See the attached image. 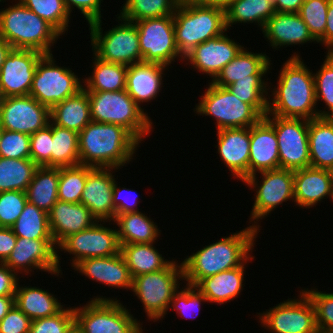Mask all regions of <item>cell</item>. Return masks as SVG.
Here are the masks:
<instances>
[{"mask_svg":"<svg viewBox=\"0 0 333 333\" xmlns=\"http://www.w3.org/2000/svg\"><path fill=\"white\" fill-rule=\"evenodd\" d=\"M271 93L273 99H268L265 116L306 120L318 117L313 72L296 52L283 64L277 88L275 86Z\"/></svg>","mask_w":333,"mask_h":333,"instance_id":"6da1fadb","label":"cell"},{"mask_svg":"<svg viewBox=\"0 0 333 333\" xmlns=\"http://www.w3.org/2000/svg\"><path fill=\"white\" fill-rule=\"evenodd\" d=\"M259 231L249 225L186 257L182 261L185 284L196 286L206 277L244 264L251 257Z\"/></svg>","mask_w":333,"mask_h":333,"instance_id":"7a4b0ae2","label":"cell"},{"mask_svg":"<svg viewBox=\"0 0 333 333\" xmlns=\"http://www.w3.org/2000/svg\"><path fill=\"white\" fill-rule=\"evenodd\" d=\"M139 144L122 126L91 121L79 132L80 165L118 170L133 160Z\"/></svg>","mask_w":333,"mask_h":333,"instance_id":"3957f363","label":"cell"},{"mask_svg":"<svg viewBox=\"0 0 333 333\" xmlns=\"http://www.w3.org/2000/svg\"><path fill=\"white\" fill-rule=\"evenodd\" d=\"M62 36L47 21L20 1L0 10V37L13 49L36 50L52 54L51 47Z\"/></svg>","mask_w":333,"mask_h":333,"instance_id":"277c9868","label":"cell"},{"mask_svg":"<svg viewBox=\"0 0 333 333\" xmlns=\"http://www.w3.org/2000/svg\"><path fill=\"white\" fill-rule=\"evenodd\" d=\"M175 42L185 57L198 44L224 34L227 30L225 9L181 0L173 15Z\"/></svg>","mask_w":333,"mask_h":333,"instance_id":"5b68a950","label":"cell"},{"mask_svg":"<svg viewBox=\"0 0 333 333\" xmlns=\"http://www.w3.org/2000/svg\"><path fill=\"white\" fill-rule=\"evenodd\" d=\"M91 121L127 129L140 143L153 128L152 120L126 90L87 91Z\"/></svg>","mask_w":333,"mask_h":333,"instance_id":"8992f818","label":"cell"},{"mask_svg":"<svg viewBox=\"0 0 333 333\" xmlns=\"http://www.w3.org/2000/svg\"><path fill=\"white\" fill-rule=\"evenodd\" d=\"M74 316L83 333H144L142 323L117 298L93 297L86 305L74 307Z\"/></svg>","mask_w":333,"mask_h":333,"instance_id":"52a82bcc","label":"cell"},{"mask_svg":"<svg viewBox=\"0 0 333 333\" xmlns=\"http://www.w3.org/2000/svg\"><path fill=\"white\" fill-rule=\"evenodd\" d=\"M121 24L102 34V20L89 24L93 54L100 60L130 66L143 62L138 29L134 22L117 17Z\"/></svg>","mask_w":333,"mask_h":333,"instance_id":"ba28073f","label":"cell"},{"mask_svg":"<svg viewBox=\"0 0 333 333\" xmlns=\"http://www.w3.org/2000/svg\"><path fill=\"white\" fill-rule=\"evenodd\" d=\"M179 280H184L183 265L176 260L163 270L133 278L131 291L143 304L149 320L158 321L167 314L172 297L180 288Z\"/></svg>","mask_w":333,"mask_h":333,"instance_id":"9c48e42d","label":"cell"},{"mask_svg":"<svg viewBox=\"0 0 333 333\" xmlns=\"http://www.w3.org/2000/svg\"><path fill=\"white\" fill-rule=\"evenodd\" d=\"M208 85L194 109L197 114L213 116L216 130L251 127L262 118L250 104L239 100L227 88L212 82Z\"/></svg>","mask_w":333,"mask_h":333,"instance_id":"30bf717a","label":"cell"},{"mask_svg":"<svg viewBox=\"0 0 333 333\" xmlns=\"http://www.w3.org/2000/svg\"><path fill=\"white\" fill-rule=\"evenodd\" d=\"M53 54H44L37 63L29 95L51 109L83 89V81L68 67L58 66Z\"/></svg>","mask_w":333,"mask_h":333,"instance_id":"8fae6325","label":"cell"},{"mask_svg":"<svg viewBox=\"0 0 333 333\" xmlns=\"http://www.w3.org/2000/svg\"><path fill=\"white\" fill-rule=\"evenodd\" d=\"M258 173L262 178L260 183L257 181L256 173L250 175L243 183L251 190L255 188L256 195L249 219L252 223L254 221L251 226L260 230V219L265 218L283 202L294 201V173L293 170L281 168Z\"/></svg>","mask_w":333,"mask_h":333,"instance_id":"7c38bea8","label":"cell"},{"mask_svg":"<svg viewBox=\"0 0 333 333\" xmlns=\"http://www.w3.org/2000/svg\"><path fill=\"white\" fill-rule=\"evenodd\" d=\"M134 23L138 29L143 62L159 63L167 67L176 58L181 57L180 60L184 62L175 42L173 16L147 18Z\"/></svg>","mask_w":333,"mask_h":333,"instance_id":"4fadbf2b","label":"cell"},{"mask_svg":"<svg viewBox=\"0 0 333 333\" xmlns=\"http://www.w3.org/2000/svg\"><path fill=\"white\" fill-rule=\"evenodd\" d=\"M298 296L259 313L261 326L272 333H319L312 301L303 290Z\"/></svg>","mask_w":333,"mask_h":333,"instance_id":"5bb4252c","label":"cell"},{"mask_svg":"<svg viewBox=\"0 0 333 333\" xmlns=\"http://www.w3.org/2000/svg\"><path fill=\"white\" fill-rule=\"evenodd\" d=\"M264 117L273 125L276 132L280 168L294 171L310 167L309 120L278 116Z\"/></svg>","mask_w":333,"mask_h":333,"instance_id":"9a60e30c","label":"cell"},{"mask_svg":"<svg viewBox=\"0 0 333 333\" xmlns=\"http://www.w3.org/2000/svg\"><path fill=\"white\" fill-rule=\"evenodd\" d=\"M64 253L72 254L71 267L87 258L109 257L120 253L117 229L103 226V221L95 222L90 228L65 238L58 246Z\"/></svg>","mask_w":333,"mask_h":333,"instance_id":"2e32d148","label":"cell"},{"mask_svg":"<svg viewBox=\"0 0 333 333\" xmlns=\"http://www.w3.org/2000/svg\"><path fill=\"white\" fill-rule=\"evenodd\" d=\"M58 252L54 240L17 237L16 245L4 263L17 275L39 269L58 276L61 273Z\"/></svg>","mask_w":333,"mask_h":333,"instance_id":"e0dca14e","label":"cell"},{"mask_svg":"<svg viewBox=\"0 0 333 333\" xmlns=\"http://www.w3.org/2000/svg\"><path fill=\"white\" fill-rule=\"evenodd\" d=\"M50 121V109L30 95L5 97L0 108V126L32 135Z\"/></svg>","mask_w":333,"mask_h":333,"instance_id":"ac0fdd59","label":"cell"},{"mask_svg":"<svg viewBox=\"0 0 333 333\" xmlns=\"http://www.w3.org/2000/svg\"><path fill=\"white\" fill-rule=\"evenodd\" d=\"M44 54L29 49H11L0 70L5 97L29 95L37 63Z\"/></svg>","mask_w":333,"mask_h":333,"instance_id":"d6986e66","label":"cell"},{"mask_svg":"<svg viewBox=\"0 0 333 333\" xmlns=\"http://www.w3.org/2000/svg\"><path fill=\"white\" fill-rule=\"evenodd\" d=\"M115 168H98L88 166L87 180L81 196L85 205L97 221H114L115 207L112 203ZM106 221V222H105Z\"/></svg>","mask_w":333,"mask_h":333,"instance_id":"ffe728a7","label":"cell"},{"mask_svg":"<svg viewBox=\"0 0 333 333\" xmlns=\"http://www.w3.org/2000/svg\"><path fill=\"white\" fill-rule=\"evenodd\" d=\"M244 48L240 43L229 38L227 33L198 44L185 57L195 71L208 74L212 80L221 69L234 59Z\"/></svg>","mask_w":333,"mask_h":333,"instance_id":"44dd1931","label":"cell"},{"mask_svg":"<svg viewBox=\"0 0 333 333\" xmlns=\"http://www.w3.org/2000/svg\"><path fill=\"white\" fill-rule=\"evenodd\" d=\"M218 154L232 176L244 182L249 177L250 127L217 130Z\"/></svg>","mask_w":333,"mask_h":333,"instance_id":"7402d4cb","label":"cell"},{"mask_svg":"<svg viewBox=\"0 0 333 333\" xmlns=\"http://www.w3.org/2000/svg\"><path fill=\"white\" fill-rule=\"evenodd\" d=\"M280 168L278 141L273 125L262 117L250 127L249 176Z\"/></svg>","mask_w":333,"mask_h":333,"instance_id":"603a6c76","label":"cell"},{"mask_svg":"<svg viewBox=\"0 0 333 333\" xmlns=\"http://www.w3.org/2000/svg\"><path fill=\"white\" fill-rule=\"evenodd\" d=\"M99 284L131 290L133 278L121 252L109 257L87 258L73 268Z\"/></svg>","mask_w":333,"mask_h":333,"instance_id":"cb8c5ba5","label":"cell"},{"mask_svg":"<svg viewBox=\"0 0 333 333\" xmlns=\"http://www.w3.org/2000/svg\"><path fill=\"white\" fill-rule=\"evenodd\" d=\"M294 173V202L301 208H310L326 199H332L333 174L331 170L306 167ZM326 197V198H324Z\"/></svg>","mask_w":333,"mask_h":333,"instance_id":"d4e9b609","label":"cell"},{"mask_svg":"<svg viewBox=\"0 0 333 333\" xmlns=\"http://www.w3.org/2000/svg\"><path fill=\"white\" fill-rule=\"evenodd\" d=\"M51 236L58 246L69 235L90 228L97 220L82 203L57 201L48 213Z\"/></svg>","mask_w":333,"mask_h":333,"instance_id":"484cf974","label":"cell"},{"mask_svg":"<svg viewBox=\"0 0 333 333\" xmlns=\"http://www.w3.org/2000/svg\"><path fill=\"white\" fill-rule=\"evenodd\" d=\"M262 31L270 47L276 50L283 46L317 42L298 13L276 12Z\"/></svg>","mask_w":333,"mask_h":333,"instance_id":"4316f807","label":"cell"},{"mask_svg":"<svg viewBox=\"0 0 333 333\" xmlns=\"http://www.w3.org/2000/svg\"><path fill=\"white\" fill-rule=\"evenodd\" d=\"M165 68L163 64L150 62L127 66L125 90L140 108L142 103L156 99L162 89Z\"/></svg>","mask_w":333,"mask_h":333,"instance_id":"83f0119b","label":"cell"},{"mask_svg":"<svg viewBox=\"0 0 333 333\" xmlns=\"http://www.w3.org/2000/svg\"><path fill=\"white\" fill-rule=\"evenodd\" d=\"M254 258L255 257L251 255V257L239 267L206 277L202 279L196 287L206 297L209 303L223 305L224 303L234 300L240 295L243 289L246 263Z\"/></svg>","mask_w":333,"mask_h":333,"instance_id":"f1b7e54d","label":"cell"},{"mask_svg":"<svg viewBox=\"0 0 333 333\" xmlns=\"http://www.w3.org/2000/svg\"><path fill=\"white\" fill-rule=\"evenodd\" d=\"M270 61L264 53H254L243 48L211 82L226 88L239 79H251V75H265L270 70Z\"/></svg>","mask_w":333,"mask_h":333,"instance_id":"f546056e","label":"cell"},{"mask_svg":"<svg viewBox=\"0 0 333 333\" xmlns=\"http://www.w3.org/2000/svg\"><path fill=\"white\" fill-rule=\"evenodd\" d=\"M308 144L310 166L333 170V118L317 117L309 120Z\"/></svg>","mask_w":333,"mask_h":333,"instance_id":"4dcf8cb0","label":"cell"},{"mask_svg":"<svg viewBox=\"0 0 333 333\" xmlns=\"http://www.w3.org/2000/svg\"><path fill=\"white\" fill-rule=\"evenodd\" d=\"M50 121L62 128L79 133L91 122L90 103L87 91L83 88L50 109Z\"/></svg>","mask_w":333,"mask_h":333,"instance_id":"1f68e13d","label":"cell"},{"mask_svg":"<svg viewBox=\"0 0 333 333\" xmlns=\"http://www.w3.org/2000/svg\"><path fill=\"white\" fill-rule=\"evenodd\" d=\"M15 305L31 320L49 317L58 313L64 305L49 291L31 286H19L15 293Z\"/></svg>","mask_w":333,"mask_h":333,"instance_id":"d6a6232c","label":"cell"},{"mask_svg":"<svg viewBox=\"0 0 333 333\" xmlns=\"http://www.w3.org/2000/svg\"><path fill=\"white\" fill-rule=\"evenodd\" d=\"M114 222L120 245L134 243H156L160 230L152 219L142 212H130L116 215Z\"/></svg>","mask_w":333,"mask_h":333,"instance_id":"836d02e7","label":"cell"},{"mask_svg":"<svg viewBox=\"0 0 333 333\" xmlns=\"http://www.w3.org/2000/svg\"><path fill=\"white\" fill-rule=\"evenodd\" d=\"M59 168L38 167L26 189L27 201L49 213L58 201Z\"/></svg>","mask_w":333,"mask_h":333,"instance_id":"e575fe53","label":"cell"},{"mask_svg":"<svg viewBox=\"0 0 333 333\" xmlns=\"http://www.w3.org/2000/svg\"><path fill=\"white\" fill-rule=\"evenodd\" d=\"M276 0H234L225 8L227 30L237 23H256L261 30L275 13Z\"/></svg>","mask_w":333,"mask_h":333,"instance_id":"d590c367","label":"cell"},{"mask_svg":"<svg viewBox=\"0 0 333 333\" xmlns=\"http://www.w3.org/2000/svg\"><path fill=\"white\" fill-rule=\"evenodd\" d=\"M121 246V254L132 278L165 269L171 262L162 257L154 243H134Z\"/></svg>","mask_w":333,"mask_h":333,"instance_id":"8d00e7d4","label":"cell"},{"mask_svg":"<svg viewBox=\"0 0 333 333\" xmlns=\"http://www.w3.org/2000/svg\"><path fill=\"white\" fill-rule=\"evenodd\" d=\"M92 76L83 79L86 91L125 90L127 66L100 60L93 55Z\"/></svg>","mask_w":333,"mask_h":333,"instance_id":"74e56055","label":"cell"},{"mask_svg":"<svg viewBox=\"0 0 333 333\" xmlns=\"http://www.w3.org/2000/svg\"><path fill=\"white\" fill-rule=\"evenodd\" d=\"M38 167L31 159L0 157V192H25Z\"/></svg>","mask_w":333,"mask_h":333,"instance_id":"f35d334b","label":"cell"},{"mask_svg":"<svg viewBox=\"0 0 333 333\" xmlns=\"http://www.w3.org/2000/svg\"><path fill=\"white\" fill-rule=\"evenodd\" d=\"M79 164V133L52 123L51 167L62 168Z\"/></svg>","mask_w":333,"mask_h":333,"instance_id":"ab89813d","label":"cell"},{"mask_svg":"<svg viewBox=\"0 0 333 333\" xmlns=\"http://www.w3.org/2000/svg\"><path fill=\"white\" fill-rule=\"evenodd\" d=\"M11 229L16 237L53 240L49 228L48 213L29 202Z\"/></svg>","mask_w":333,"mask_h":333,"instance_id":"60d3db41","label":"cell"},{"mask_svg":"<svg viewBox=\"0 0 333 333\" xmlns=\"http://www.w3.org/2000/svg\"><path fill=\"white\" fill-rule=\"evenodd\" d=\"M265 75H251V79L237 80L226 87L239 100L250 104L262 117L268 111V82ZM265 81V82H264Z\"/></svg>","mask_w":333,"mask_h":333,"instance_id":"b9f144b4","label":"cell"},{"mask_svg":"<svg viewBox=\"0 0 333 333\" xmlns=\"http://www.w3.org/2000/svg\"><path fill=\"white\" fill-rule=\"evenodd\" d=\"M181 0H126L120 14L121 18L137 22L147 18L173 16Z\"/></svg>","mask_w":333,"mask_h":333,"instance_id":"7bdbcfd3","label":"cell"},{"mask_svg":"<svg viewBox=\"0 0 333 333\" xmlns=\"http://www.w3.org/2000/svg\"><path fill=\"white\" fill-rule=\"evenodd\" d=\"M88 166L76 165L59 168L58 200L81 203V196L87 180Z\"/></svg>","mask_w":333,"mask_h":333,"instance_id":"ee69618b","label":"cell"},{"mask_svg":"<svg viewBox=\"0 0 333 333\" xmlns=\"http://www.w3.org/2000/svg\"><path fill=\"white\" fill-rule=\"evenodd\" d=\"M34 12L37 16L47 21L61 35L68 30L71 19L63 0H18Z\"/></svg>","mask_w":333,"mask_h":333,"instance_id":"f6af8a7d","label":"cell"},{"mask_svg":"<svg viewBox=\"0 0 333 333\" xmlns=\"http://www.w3.org/2000/svg\"><path fill=\"white\" fill-rule=\"evenodd\" d=\"M316 102L323 100L327 111L318 109V117L333 118V53H327L321 68L313 73Z\"/></svg>","mask_w":333,"mask_h":333,"instance_id":"bcb514c9","label":"cell"},{"mask_svg":"<svg viewBox=\"0 0 333 333\" xmlns=\"http://www.w3.org/2000/svg\"><path fill=\"white\" fill-rule=\"evenodd\" d=\"M329 3L330 0H305L298 12L317 42L325 34Z\"/></svg>","mask_w":333,"mask_h":333,"instance_id":"7dc6e473","label":"cell"},{"mask_svg":"<svg viewBox=\"0 0 333 333\" xmlns=\"http://www.w3.org/2000/svg\"><path fill=\"white\" fill-rule=\"evenodd\" d=\"M303 289L315 308L316 326L319 333H333V292Z\"/></svg>","mask_w":333,"mask_h":333,"instance_id":"c3c4849f","label":"cell"},{"mask_svg":"<svg viewBox=\"0 0 333 333\" xmlns=\"http://www.w3.org/2000/svg\"><path fill=\"white\" fill-rule=\"evenodd\" d=\"M182 289H180L181 291L178 289L174 293L169 309H175L180 317L195 318L201 310V302L208 301L196 286L186 284V286L182 287Z\"/></svg>","mask_w":333,"mask_h":333,"instance_id":"681fc988","label":"cell"},{"mask_svg":"<svg viewBox=\"0 0 333 333\" xmlns=\"http://www.w3.org/2000/svg\"><path fill=\"white\" fill-rule=\"evenodd\" d=\"M74 324V307H63L55 315L32 320L29 333H67Z\"/></svg>","mask_w":333,"mask_h":333,"instance_id":"f907efd6","label":"cell"},{"mask_svg":"<svg viewBox=\"0 0 333 333\" xmlns=\"http://www.w3.org/2000/svg\"><path fill=\"white\" fill-rule=\"evenodd\" d=\"M26 192H0V227L11 228L27 204Z\"/></svg>","mask_w":333,"mask_h":333,"instance_id":"816d5d0a","label":"cell"},{"mask_svg":"<svg viewBox=\"0 0 333 333\" xmlns=\"http://www.w3.org/2000/svg\"><path fill=\"white\" fill-rule=\"evenodd\" d=\"M0 157L30 159V135L3 129Z\"/></svg>","mask_w":333,"mask_h":333,"instance_id":"f5cc1de1","label":"cell"},{"mask_svg":"<svg viewBox=\"0 0 333 333\" xmlns=\"http://www.w3.org/2000/svg\"><path fill=\"white\" fill-rule=\"evenodd\" d=\"M52 122L30 135V159L39 167H51Z\"/></svg>","mask_w":333,"mask_h":333,"instance_id":"db71d44e","label":"cell"},{"mask_svg":"<svg viewBox=\"0 0 333 333\" xmlns=\"http://www.w3.org/2000/svg\"><path fill=\"white\" fill-rule=\"evenodd\" d=\"M32 320L16 305L0 321V333H29Z\"/></svg>","mask_w":333,"mask_h":333,"instance_id":"11a10c76","label":"cell"},{"mask_svg":"<svg viewBox=\"0 0 333 333\" xmlns=\"http://www.w3.org/2000/svg\"><path fill=\"white\" fill-rule=\"evenodd\" d=\"M116 182L117 181L115 180V183L113 185V198H112V203L115 207V217H116V215L139 211V208L137 205L139 203L138 194L134 195V193H136V192L132 193L133 190L126 189L125 186H124V188L120 189L117 186L118 184ZM124 194H126L125 196H127V194H129L131 196V194H132L133 199L130 198V196H127L126 197L127 199L124 198L125 197ZM129 199H131V200H129Z\"/></svg>","mask_w":333,"mask_h":333,"instance_id":"9f6ffc18","label":"cell"},{"mask_svg":"<svg viewBox=\"0 0 333 333\" xmlns=\"http://www.w3.org/2000/svg\"><path fill=\"white\" fill-rule=\"evenodd\" d=\"M68 12L76 7L85 17L88 24L101 20V1L103 0H63Z\"/></svg>","mask_w":333,"mask_h":333,"instance_id":"6f0895ef","label":"cell"},{"mask_svg":"<svg viewBox=\"0 0 333 333\" xmlns=\"http://www.w3.org/2000/svg\"><path fill=\"white\" fill-rule=\"evenodd\" d=\"M18 275L5 263H0V296H15Z\"/></svg>","mask_w":333,"mask_h":333,"instance_id":"680465c9","label":"cell"},{"mask_svg":"<svg viewBox=\"0 0 333 333\" xmlns=\"http://www.w3.org/2000/svg\"><path fill=\"white\" fill-rule=\"evenodd\" d=\"M17 237L9 227H0V263H4L16 245Z\"/></svg>","mask_w":333,"mask_h":333,"instance_id":"91938a15","label":"cell"},{"mask_svg":"<svg viewBox=\"0 0 333 333\" xmlns=\"http://www.w3.org/2000/svg\"><path fill=\"white\" fill-rule=\"evenodd\" d=\"M317 43L326 46V53H333V0H330L328 6L325 34Z\"/></svg>","mask_w":333,"mask_h":333,"instance_id":"94428289","label":"cell"},{"mask_svg":"<svg viewBox=\"0 0 333 333\" xmlns=\"http://www.w3.org/2000/svg\"><path fill=\"white\" fill-rule=\"evenodd\" d=\"M305 0H276V12L298 13Z\"/></svg>","mask_w":333,"mask_h":333,"instance_id":"6125c7cd","label":"cell"},{"mask_svg":"<svg viewBox=\"0 0 333 333\" xmlns=\"http://www.w3.org/2000/svg\"><path fill=\"white\" fill-rule=\"evenodd\" d=\"M15 305V296H0V321Z\"/></svg>","mask_w":333,"mask_h":333,"instance_id":"be15d7a7","label":"cell"},{"mask_svg":"<svg viewBox=\"0 0 333 333\" xmlns=\"http://www.w3.org/2000/svg\"><path fill=\"white\" fill-rule=\"evenodd\" d=\"M190 1L203 6H218L225 9L234 0H190Z\"/></svg>","mask_w":333,"mask_h":333,"instance_id":"e7e4bbea","label":"cell"},{"mask_svg":"<svg viewBox=\"0 0 333 333\" xmlns=\"http://www.w3.org/2000/svg\"><path fill=\"white\" fill-rule=\"evenodd\" d=\"M11 49V45L4 38L0 37V70Z\"/></svg>","mask_w":333,"mask_h":333,"instance_id":"03108f58","label":"cell"},{"mask_svg":"<svg viewBox=\"0 0 333 333\" xmlns=\"http://www.w3.org/2000/svg\"><path fill=\"white\" fill-rule=\"evenodd\" d=\"M67 333H83L76 324H74Z\"/></svg>","mask_w":333,"mask_h":333,"instance_id":"003e7915","label":"cell"},{"mask_svg":"<svg viewBox=\"0 0 333 333\" xmlns=\"http://www.w3.org/2000/svg\"><path fill=\"white\" fill-rule=\"evenodd\" d=\"M4 98H5V96H4V94H3V92H2V89H1V86H0V108H1V106H2V103H3V101H4Z\"/></svg>","mask_w":333,"mask_h":333,"instance_id":"a7ac6f4b","label":"cell"},{"mask_svg":"<svg viewBox=\"0 0 333 333\" xmlns=\"http://www.w3.org/2000/svg\"><path fill=\"white\" fill-rule=\"evenodd\" d=\"M2 133H3V128L0 126V140H1Z\"/></svg>","mask_w":333,"mask_h":333,"instance_id":"89a4df30","label":"cell"}]
</instances>
